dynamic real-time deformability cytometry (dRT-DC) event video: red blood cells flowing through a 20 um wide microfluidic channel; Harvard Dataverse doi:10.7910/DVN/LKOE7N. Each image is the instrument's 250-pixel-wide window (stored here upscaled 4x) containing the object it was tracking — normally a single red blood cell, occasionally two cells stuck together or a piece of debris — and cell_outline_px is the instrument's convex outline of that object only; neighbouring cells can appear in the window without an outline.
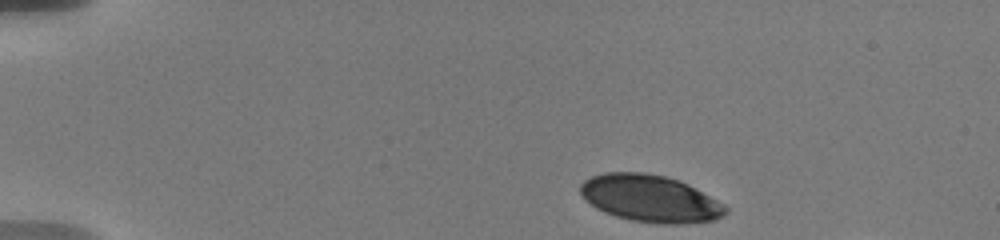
{"species": "human", "species_latin": "Homo sapiens", "temperature_condition": "warm", "stored_images_in_passage": 10, "camera_frame_rate_fps": 3000, "um_per_image_px": 0.085, "donor": {"sex": "male"}, "frame": {"image": 1, "passage_image": 1, "time_ms": 0.0, "image_size_px": [1000, 240], "cell_outline_px": [[728, 212], [724, 216], [716, 220], [680, 224], [664, 224], [632, 220], [616, 216], [604, 212], [596, 208], [580, 192], [580, 184], [584, 180], [592, 176], [604, 172], [644, 172], [664, 176], [680, 180], [688, 184], [724, 204], [728, 208]], "centroid_in_image_um": [55.3, 16.87], "position_along_channel_um": 29.7, "area_um2": 39.77}}
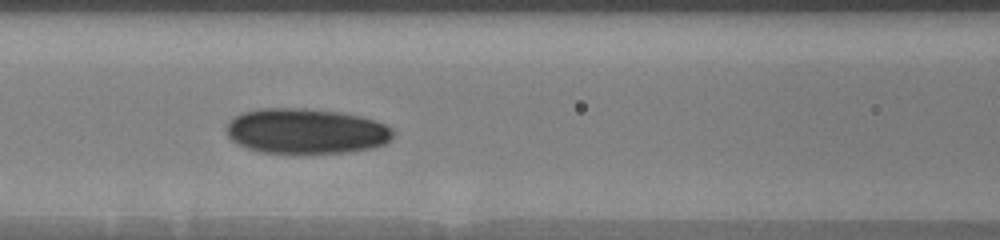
{"frame": {"image": 2, "passage_image": 9, "time_ms": 5.333, "image_size_px": [1000, 240], "cell_outline_px": [[396, 132], [384, 144], [372, 148], [348, 152], [296, 156], [260, 152], [236, 144], [228, 136], [224, 128], [228, 120], [240, 112], [256, 108], [304, 108], [340, 112], [360, 116], [384, 124], [392, 128]], "centroid_in_image_um": [25.94, 11.18], "position_along_channel_um": 140.7, "area_um2": 45.37}}
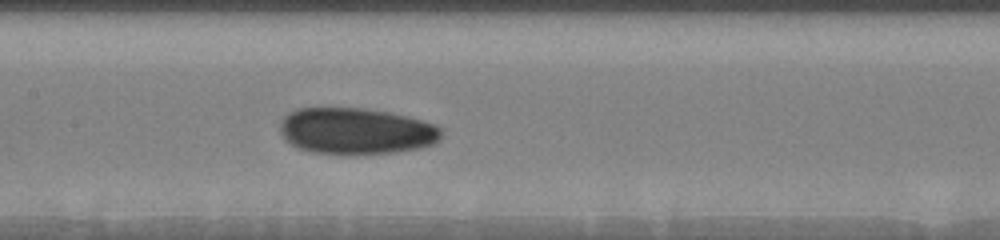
{"frame": {"image": 3, "passage_image": 10, "time_ms": 6.333, "image_size_px": [1000, 240], "cell_outline_px": [[444, 132], [440, 140], [436, 144], [420, 148], [396, 152], [356, 156], [348, 156], [312, 152], [296, 148], [280, 132], [280, 120], [288, 112], [296, 108], [364, 108], [388, 112], [408, 116], [436, 124], [444, 128]], "centroid_in_image_um": [30.31, 11.16], "position_along_channel_um": 177.1, "area_um2": 44.8}}